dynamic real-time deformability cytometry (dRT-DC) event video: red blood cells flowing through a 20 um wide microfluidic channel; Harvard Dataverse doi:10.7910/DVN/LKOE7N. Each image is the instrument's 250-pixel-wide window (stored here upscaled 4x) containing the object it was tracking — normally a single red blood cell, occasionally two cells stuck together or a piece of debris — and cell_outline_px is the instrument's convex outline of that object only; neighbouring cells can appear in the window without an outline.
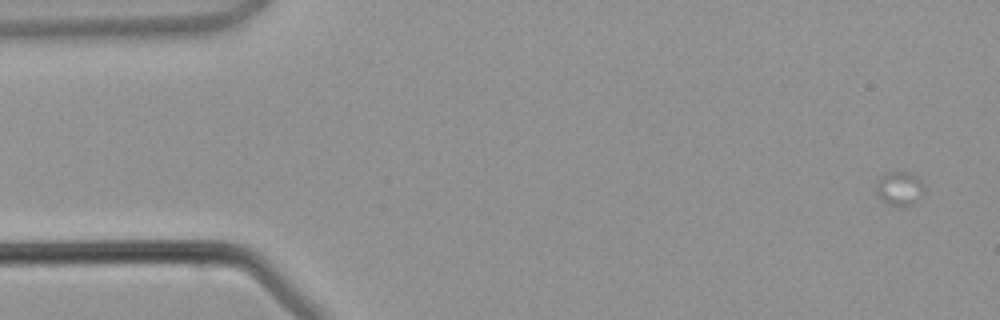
{"species": "common noctule bat (a hibernating species)", "species_latin": "Nyctalus noctula", "temperature_condition": "warm", "stored_images_in_passage": 1, "camera_frame_rate_fps": 3000, "um_per_image_px": 0.085, "animal": {"sex": "male", "body_mass_g": 21.5, "forearm_length_mm": 52.0}, "frame": {"image": 1, "passage_image": 1, "time_ms": 0.0, "image_size_px": [1000, 320], "cell_outline_px": [[924, 196], [920, 200], [912, 204], [900, 208], [888, 204], [876, 196], [876, 180], [880, 176], [888, 172], [908, 172], [920, 176], [924, 192]], "centroid_in_image_um": [76.47, 16.04], "position_along_channel_um": 8.5, "area_um2": 10.0}}